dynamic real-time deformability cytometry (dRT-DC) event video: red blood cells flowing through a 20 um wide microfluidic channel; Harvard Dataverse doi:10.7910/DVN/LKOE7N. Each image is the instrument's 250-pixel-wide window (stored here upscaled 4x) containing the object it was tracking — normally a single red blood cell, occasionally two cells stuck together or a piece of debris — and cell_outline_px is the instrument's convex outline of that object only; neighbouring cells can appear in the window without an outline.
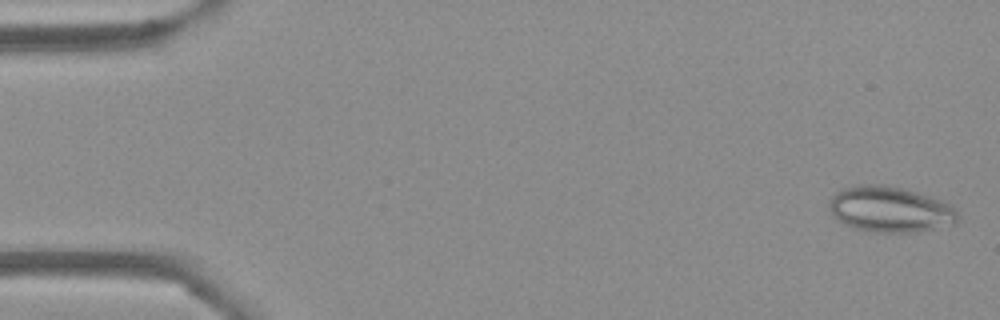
{"species": "Egyptian fruit bat (a non-hibernating species)", "species_latin": "Rousettus aegyptiacus", "temperature_condition": "cold", "stored_images_in_passage": 54, "camera_frame_rate_fps": 3000, "um_per_image_px": 0.085, "frame": {"image": 1, "passage_image": 2, "time_ms": 0.333, "image_size_px": [1000, 320], "cell_outline_px": [[960, 216], [956, 224], [916, 232], [880, 232], [856, 228], [836, 220], [828, 208], [828, 200], [836, 192], [844, 188], [860, 184], [884, 184], [932, 196], [952, 204], [956, 208]], "centroid_in_image_um": [75.69, 17.78], "position_along_channel_um": 9.3, "area_um2": 34.62}}
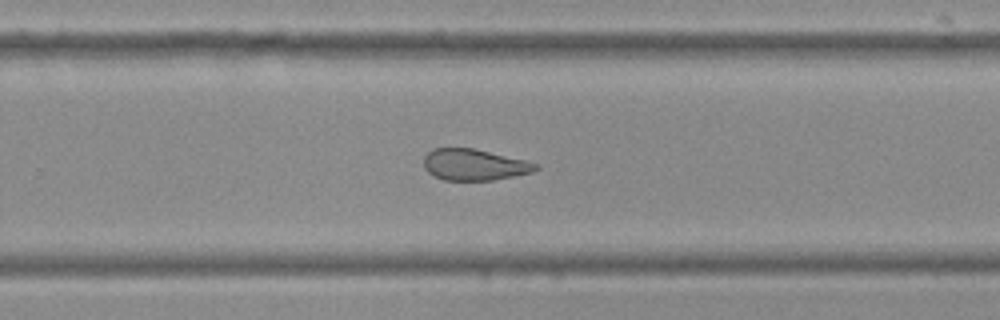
{"frame": {"image": 2, "passage_image": 35, "time_ms": 11.333, "image_size_px": [1000, 320], "cell_outline_px": [[540, 168], [532, 172], [492, 180], [444, 180], [428, 172], [424, 168], [424, 156], [432, 148], [472, 148], [524, 160], [540, 164]], "centroid_in_image_um": [40.3, 14.0], "position_along_channel_um": 289.5, "area_um2": 20.23}}
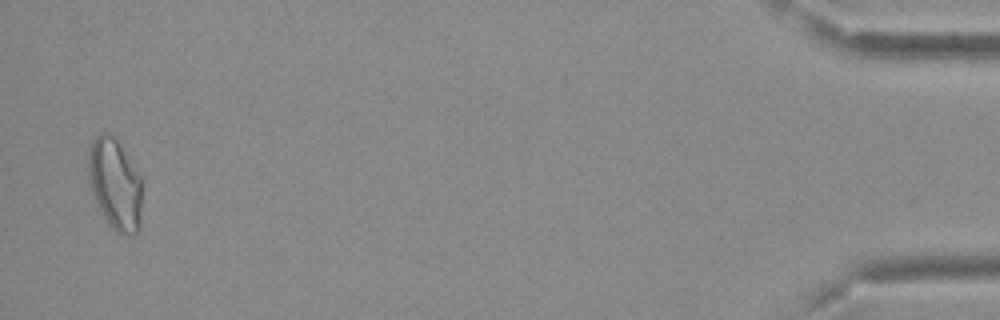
{"frame": {"image": 3, "passage_image": 53, "time_ms": 17.333, "image_size_px": [1000, 320], "cell_outline_px": [[140, 232], [124, 236], [116, 232], [108, 224], [100, 212], [92, 192], [88, 180], [88, 152], [92, 140], [100, 132], [108, 132], [116, 140], [140, 176]], "centroid_in_image_um": [9.74, 15.69], "position_along_channel_um": 425.5, "area_um2": 28.44}, "authors_computed_cell_mechanics": {"area_um2": 24.854, "velocity_mm_per_s": 3.7282, "shape_relaxation_time_tau1_ms": null, "shape_relaxation_time_tau2_ms": 3.2905, "deformation_change_tau1": null, "deformation_change_tau2": 0.1072}}